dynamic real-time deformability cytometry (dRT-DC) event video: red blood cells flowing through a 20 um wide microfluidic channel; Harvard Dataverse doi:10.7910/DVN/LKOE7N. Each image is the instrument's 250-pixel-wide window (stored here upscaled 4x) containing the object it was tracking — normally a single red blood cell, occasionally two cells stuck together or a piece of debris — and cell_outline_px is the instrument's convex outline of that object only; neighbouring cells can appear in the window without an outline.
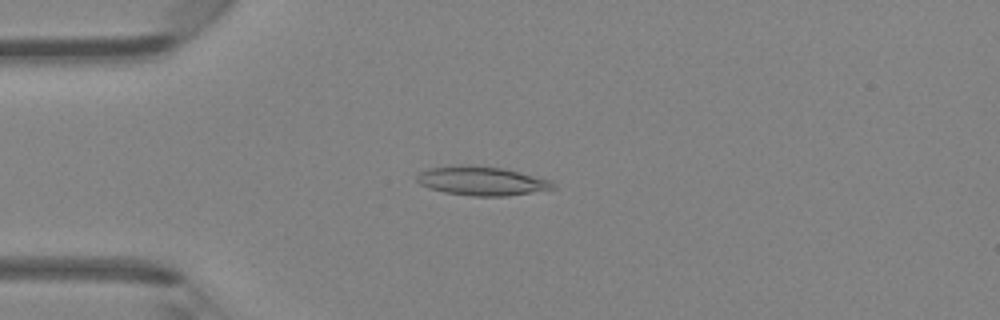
{"species": "Egyptian fruit bat (a non-hibernating species)", "species_latin": "Rousettus aegyptiacus", "temperature_condition": "room temperature", "stored_images_in_passage": 42, "camera_frame_rate_fps": 3000, "um_per_image_px": 0.085, "animal": {"sex": "female"}, "frame": {"image": 1, "passage_image": 8, "time_ms": 2.333, "image_size_px": [1000, 320], "cell_outline_px": [[556, 188], [508, 196], [472, 196], [444, 192], [428, 188], [420, 184], [416, 180], [416, 176], [420, 172], [428, 168], [460, 164], [468, 164], [500, 168], [548, 180], [556, 184]], "centroid_in_image_um": [40.87, 15.38], "position_along_channel_um": 44.1, "area_um2": 22.83}}
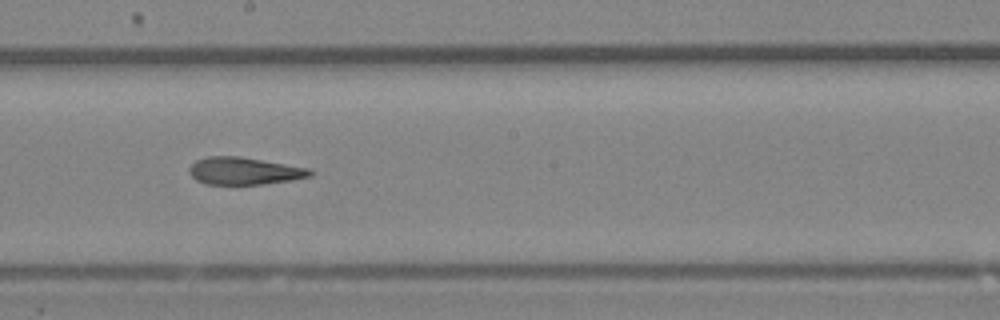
{"frame": {"image": 2, "passage_image": 22, "time_ms": 7.0, "image_size_px": [1000, 320], "cell_outline_px": [[316, 172], [312, 176], [292, 180], [264, 184], [208, 184], [196, 180], [192, 176], [188, 168], [196, 160], [208, 156], [240, 156], [312, 168]], "centroid_in_image_um": [20.83, 14.52], "position_along_channel_um": 227.4, "area_um2": 19.48}}
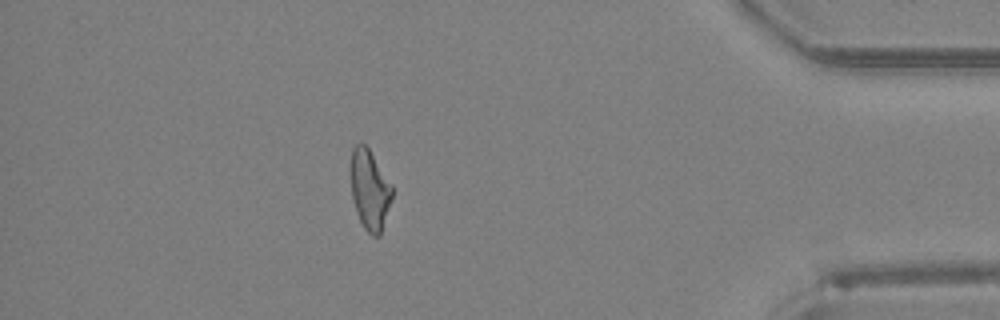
{"frame": {"image": 3, "passage_image": 37, "time_ms": 12.0, "image_size_px": [1000, 320], "cell_outline_px": [[392, 196], [380, 236], [372, 236], [364, 228], [356, 212], [352, 196], [352, 148], [360, 140], [368, 148], [392, 184]], "centroid_in_image_um": [31.44, 16.13], "position_along_channel_um": 403.8, "area_um2": 18.96}, "authors_computed_cell_mechanics": {"area_um2": 20.3456, "velocity_mm_per_s": 4.3885, "shape_relaxation_time_tau1_ms": 6.7763, "shape_relaxation_time_tau2_ms": 2.5069, "deformation_change_tau1": 0.2155, "deformation_change_tau2": 0.1323}}